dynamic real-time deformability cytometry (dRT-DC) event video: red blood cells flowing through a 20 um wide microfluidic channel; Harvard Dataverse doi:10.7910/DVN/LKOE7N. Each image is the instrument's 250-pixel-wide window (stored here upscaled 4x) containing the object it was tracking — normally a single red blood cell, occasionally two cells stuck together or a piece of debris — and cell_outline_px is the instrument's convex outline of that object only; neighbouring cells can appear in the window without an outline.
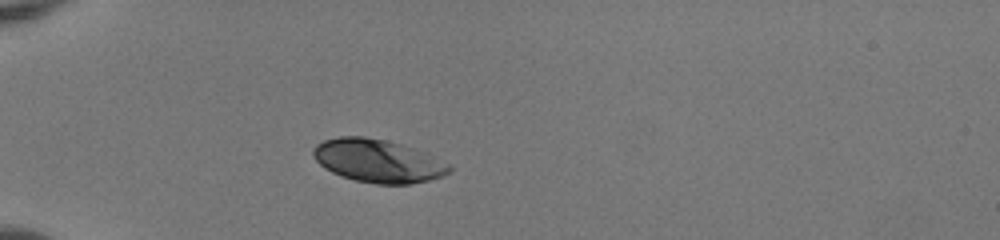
{"species": "human", "species_latin": "Homo sapiens", "temperature_condition": "room temperature", "stored_images_in_passage": 37, "camera_frame_rate_fps": 3000, "um_per_image_px": 0.085, "donor": {"sex": "female"}, "frame": {"image": 1, "passage_image": 1, "time_ms": 0.0, "image_size_px": [1000, 240], "cell_outline_px": [[452, 168], [444, 176], [412, 184], [376, 184], [356, 180], [340, 176], [324, 168], [312, 156], [312, 148], [316, 144], [324, 140], [340, 136], [364, 136], [384, 140], [400, 144], [412, 148], [452, 164]], "centroid_in_image_um": [32.1, 13.68], "position_along_channel_um": 52.9, "area_um2": 34.16}}
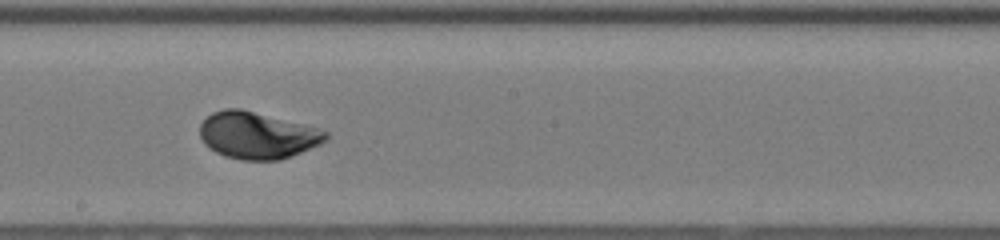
{"frame": {"image": 2, "passage_image": 16, "time_ms": 5.0, "image_size_px": [1000, 240], "cell_outline_px": [[328, 140], [320, 144], [280, 160], [240, 160], [224, 156], [216, 152], [204, 144], [200, 136], [200, 124], [212, 112], [224, 108], [240, 108], [316, 128], [328, 132]], "centroid_in_image_um": [21.83, 11.51], "position_along_channel_um": 226.4, "area_um2": 34.1}}
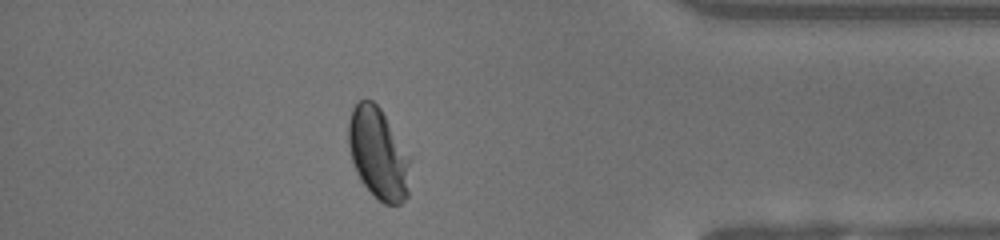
{"frame": {"image": 3, "passage_image": 31, "time_ms": 10.0, "image_size_px": [1000, 240], "cell_outline_px": [[412, 156], [408, 196], [400, 204], [384, 204], [372, 196], [360, 180], [356, 172], [352, 160], [348, 144], [348, 124], [352, 108], [360, 100], [372, 100], [380, 108]], "centroid_in_image_um": [32.19, 13.08], "position_along_channel_um": 403.0, "area_um2": 33.58}, "authors_computed_cell_mechanics": {"area_um2": 34.0442, "velocity_mm_per_s": 3.99, "shape_relaxation_time_tau1_ms": 2.3344, "shape_relaxation_time_tau2_ms": null, "deformation_change_tau1": 0.1286, "deformation_change_tau2": null}}